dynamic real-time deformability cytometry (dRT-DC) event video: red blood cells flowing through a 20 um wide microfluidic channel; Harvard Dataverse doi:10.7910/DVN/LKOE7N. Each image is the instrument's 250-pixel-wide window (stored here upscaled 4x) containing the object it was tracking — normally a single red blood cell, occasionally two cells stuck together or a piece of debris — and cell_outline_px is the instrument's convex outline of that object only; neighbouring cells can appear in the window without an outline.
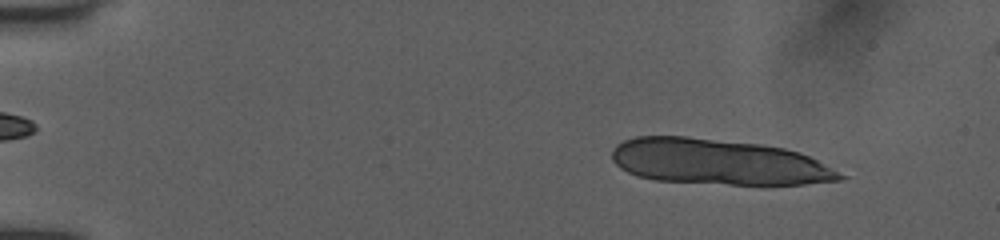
{"species": "human", "species_latin": "Homo sapiens", "temperature_condition": "room temperature", "stored_images_in_passage": 16, "camera_frame_rate_fps": 3000, "um_per_image_px": 0.085, "donor": {"sex": "female"}, "frame": {"image": 1, "passage_image": 5, "time_ms": 1.333, "image_size_px": [1000, 240], "cell_outline_px": [[848, 176], [840, 180], [804, 184], [728, 184], [656, 180], [640, 176], [628, 172], [620, 168], [612, 160], [612, 148], [616, 144], [624, 140], [636, 136], [688, 136], [760, 144], [784, 148], [800, 152]], "centroid_in_image_um": [61.03, 13.75], "position_along_channel_um": 24.0, "area_um2": 60.46}}